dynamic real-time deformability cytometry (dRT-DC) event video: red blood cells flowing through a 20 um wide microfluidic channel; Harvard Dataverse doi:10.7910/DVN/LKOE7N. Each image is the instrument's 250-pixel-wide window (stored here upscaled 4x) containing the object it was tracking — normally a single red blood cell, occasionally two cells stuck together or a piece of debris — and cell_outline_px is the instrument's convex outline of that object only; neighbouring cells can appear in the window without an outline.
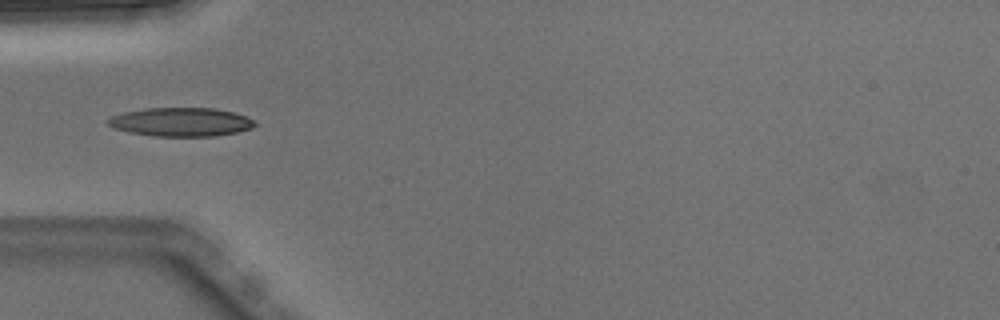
{"species": "Egyptian fruit bat (a non-hibernating species)", "species_latin": "Rousettus aegyptiacus", "temperature_condition": "warm", "stored_images_in_passage": 3, "camera_frame_rate_fps": 3000, "um_per_image_px": 0.085, "animal": {"sex": "male"}, "frame": {"image": 1, "passage_image": 3, "time_ms": 0.667, "image_size_px": [1000, 320], "cell_outline_px": [[256, 124], [252, 128], [236, 132], [212, 136], [152, 136], [128, 132], [116, 128], [108, 124], [108, 120], [112, 116], [124, 112], [144, 108], [216, 108], [232, 112], [256, 120]], "centroid_in_image_um": [15.39, 10.36], "position_along_channel_um": 69.6, "area_um2": 24.45}}